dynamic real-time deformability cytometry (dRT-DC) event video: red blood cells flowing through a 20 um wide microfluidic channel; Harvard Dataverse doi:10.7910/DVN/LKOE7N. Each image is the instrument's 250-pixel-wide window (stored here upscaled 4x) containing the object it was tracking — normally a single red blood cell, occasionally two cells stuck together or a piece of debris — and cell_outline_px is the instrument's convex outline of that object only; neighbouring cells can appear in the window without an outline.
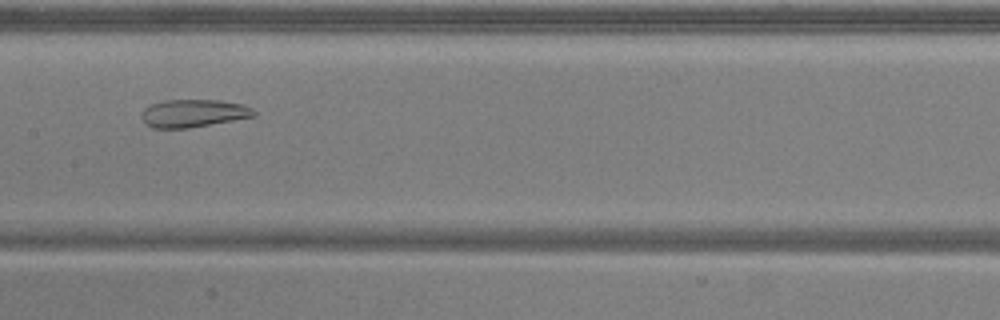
{"species": "common noctule bat (a hibernating species)", "species_latin": "Nyctalus noctula", "temperature_condition": "warm", "stored_images_in_passage": 50, "camera_frame_rate_fps": 3000, "um_per_image_px": 0.085, "animal": {"sex": "male", "body_mass_g": 20.5, "forearm_length_mm": 52.5}, "frame": {"image": 1, "passage_image": 23, "time_ms": 7.333, "image_size_px": [1000, 320], "cell_outline_px": [[256, 116], [188, 128], [152, 128], [144, 124], [140, 116], [144, 108], [152, 104], [164, 100], [220, 100], [244, 104], [252, 108], [256, 112]], "centroid_in_image_um": [16.42, 9.63], "position_along_channel_um": 191.0, "area_um2": 18.32}}
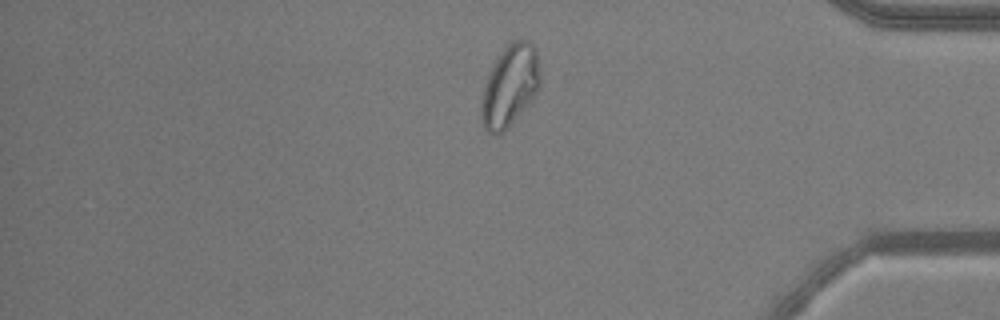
{"frame": {"image": 2, "passage_image": 41, "time_ms": 13.333, "image_size_px": [1000, 320], "cell_outline_px": [[540, 84], [536, 92], [508, 128], [500, 136], [496, 136], [488, 132], [484, 128], [480, 116], [480, 108], [484, 88], [488, 76], [504, 44], [512, 40], [528, 40], [536, 48], [540, 68]], "centroid_in_image_um": [43.33, 7.29], "position_along_channel_um": 391.9, "area_um2": 27.98}}
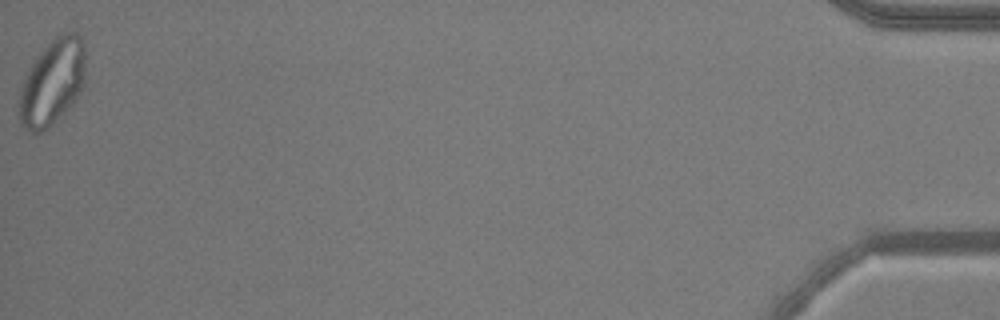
{"frame": {"image": 3, "passage_image": 50, "time_ms": 16.333, "image_size_px": [1000, 320], "cell_outline_px": [[84, 84], [76, 100], [48, 128], [40, 132], [28, 132], [20, 124], [20, 92], [24, 80], [32, 64], [40, 52], [60, 32], [76, 32], [80, 36], [84, 44]], "centroid_in_image_um": [4.47, 6.99], "position_along_channel_um": 430.7, "area_um2": 32.83}, "authors_computed_cell_mechanics": {"area_um2": 27.5706, "velocity_mm_per_s": 3.8219, "shape_relaxation_time_tau1_ms": null, "shape_relaxation_time_tau2_ms": 1.3259, "deformation_change_tau1": null, "deformation_change_tau2": 0.0722}}